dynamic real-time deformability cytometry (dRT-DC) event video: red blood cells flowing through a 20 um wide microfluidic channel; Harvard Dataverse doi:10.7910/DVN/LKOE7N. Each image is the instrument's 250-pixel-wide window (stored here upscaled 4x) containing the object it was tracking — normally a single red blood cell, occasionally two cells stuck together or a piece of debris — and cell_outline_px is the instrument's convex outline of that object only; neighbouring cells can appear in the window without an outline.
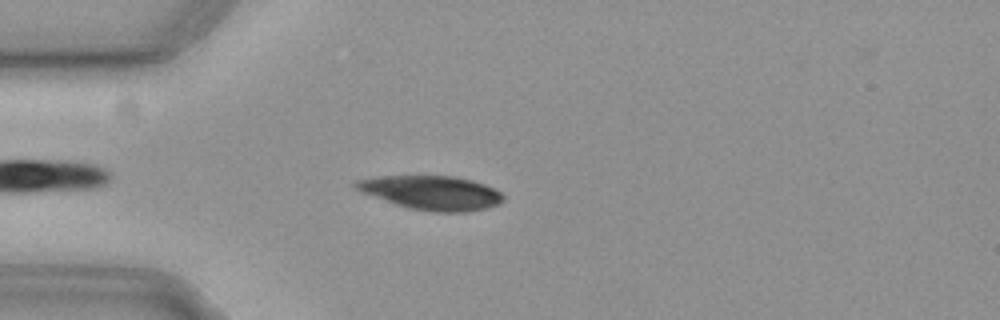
{"species": "common noctule bat (a hibernating species)", "species_latin": "Nyctalus noctula", "temperature_condition": "cold", "stored_images_in_passage": 46, "camera_frame_rate_fps": 3000, "um_per_image_px": 0.085, "animal": {"sex": "female", "body_mass_g": 19.3, "forearm_length_mm": 54.1}, "frame": {"image": 1, "passage_image": 5, "time_ms": 1.333, "image_size_px": [1000, 320], "cell_outline_px": [[504, 200], [500, 204], [488, 208], [464, 212], [432, 212], [408, 208], [396, 204], [352, 188], [352, 184], [356, 180], [380, 176], [456, 176], [472, 180], [484, 184], [500, 192], [504, 196]], "centroid_in_image_um": [36.7, 16.38], "position_along_channel_um": 48.3, "area_um2": 29.25}}
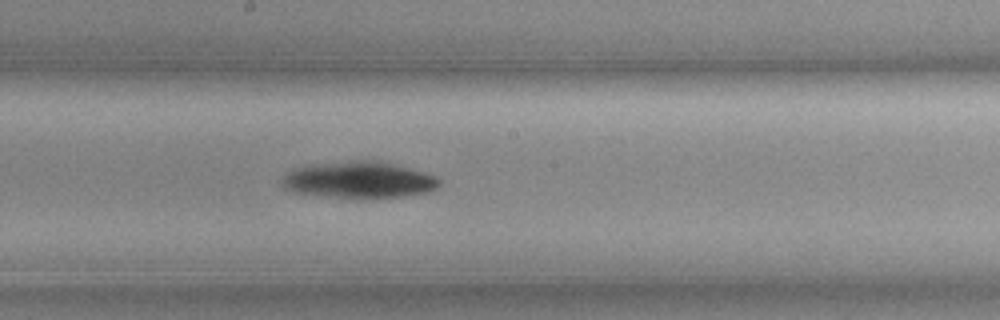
{"frame": {"image": 2, "passage_image": 20, "time_ms": 6.333, "image_size_px": [1000, 320], "cell_outline_px": [[440, 184], [436, 188], [428, 192], [404, 196], [364, 200], [356, 200], [292, 192], [284, 188], [280, 184], [280, 180], [292, 168], [324, 164], [360, 160], [380, 160], [424, 172], [436, 176], [440, 180]], "centroid_in_image_um": [30.52, 15.33], "position_along_channel_um": 217.7, "area_um2": 34.04}}
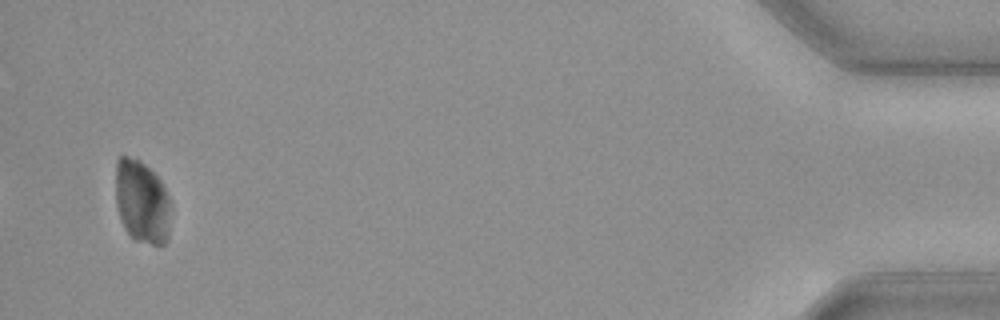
{"frame": {"image": 3, "passage_image": 44, "time_ms": 14.333, "image_size_px": [1000, 320], "cell_outline_px": [[172, 204], [168, 240], [160, 248], [136, 240], [124, 228], [120, 220], [116, 204], [116, 160], [120, 156], [128, 156], [140, 160], [160, 180], [172, 200]], "centroid_in_image_um": [12.1, 17.2], "position_along_channel_um": 423.1, "area_um2": 27.4}}